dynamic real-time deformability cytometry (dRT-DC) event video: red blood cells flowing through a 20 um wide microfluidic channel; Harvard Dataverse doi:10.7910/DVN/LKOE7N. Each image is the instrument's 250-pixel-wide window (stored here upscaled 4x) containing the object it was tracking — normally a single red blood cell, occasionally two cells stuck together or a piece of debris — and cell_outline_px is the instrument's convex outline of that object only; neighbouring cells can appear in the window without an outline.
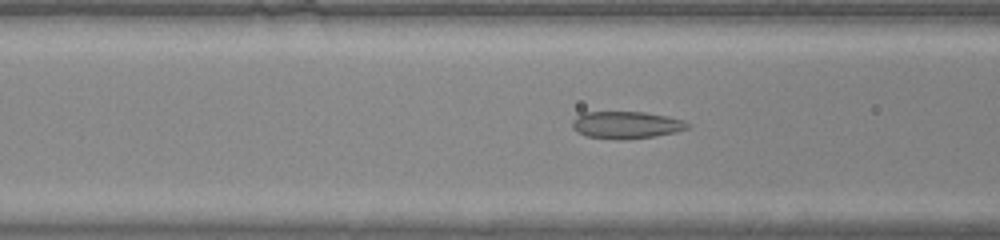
{"species": "common noctule bat (a hibernating species)", "species_latin": "Nyctalus noctula", "temperature_condition": "warm", "stored_images_in_passage": 37, "camera_frame_rate_fps": 3000, "um_per_image_px": 0.085, "animal": {"sex": "male", "body_mass_g": 20.0, "forearm_length_mm": 53.3}, "frame": {"image": 1, "passage_image": 12, "time_ms": 3.667, "image_size_px": [1000, 240], "cell_outline_px": [[692, 124], [688, 128], [676, 132], [656, 136], [628, 140], [588, 136], [576, 132], [572, 128], [572, 120], [576, 116], [584, 112], [644, 112], [668, 116], [684, 120]], "centroid_in_image_um": [53.26, 10.62], "position_along_channel_um": 113.3, "area_um2": 18.44}}
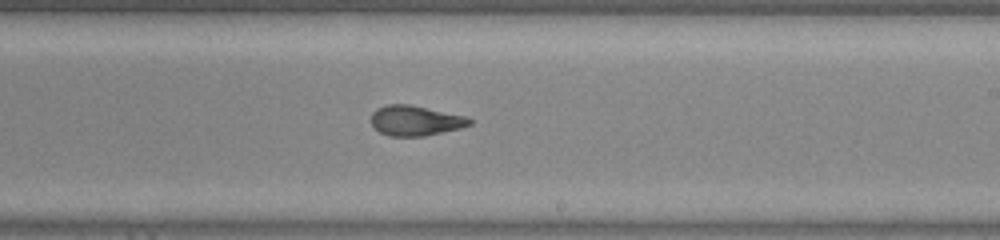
{"frame": {"image": 2, "passage_image": 22, "time_ms": 7.0, "image_size_px": [1000, 240], "cell_outline_px": [[472, 124], [460, 128], [424, 136], [388, 136], [380, 132], [372, 124], [372, 112], [376, 108], [384, 104], [408, 104], [464, 116], [472, 120]], "centroid_in_image_um": [35.27, 10.25], "position_along_channel_um": 253.7, "area_um2": 17.11}}
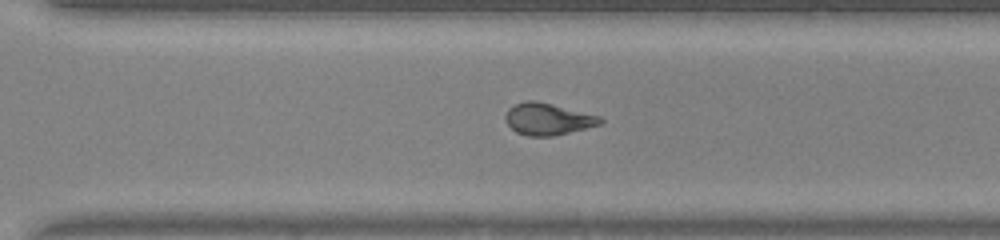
{"frame": {"image": 3, "passage_image": 27, "time_ms": 8.667, "image_size_px": [1000, 240], "cell_outline_px": [[604, 124], [552, 136], [528, 136], [516, 132], [508, 124], [504, 116], [508, 108], [524, 100], [536, 100], [600, 116], [604, 120]], "centroid_in_image_um": [46.58, 10.11], "position_along_channel_um": 324.0, "area_um2": 17.63}, "authors_computed_cell_mechanics": {"area_um2": 18.4382, "velocity_mm_per_s": 4.2188, "shape_relaxation_time_tau1_ms": null, "shape_relaxation_time_tau2_ms": 1.2424, "deformation_change_tau1": null, "deformation_change_tau2": 0.0724}}